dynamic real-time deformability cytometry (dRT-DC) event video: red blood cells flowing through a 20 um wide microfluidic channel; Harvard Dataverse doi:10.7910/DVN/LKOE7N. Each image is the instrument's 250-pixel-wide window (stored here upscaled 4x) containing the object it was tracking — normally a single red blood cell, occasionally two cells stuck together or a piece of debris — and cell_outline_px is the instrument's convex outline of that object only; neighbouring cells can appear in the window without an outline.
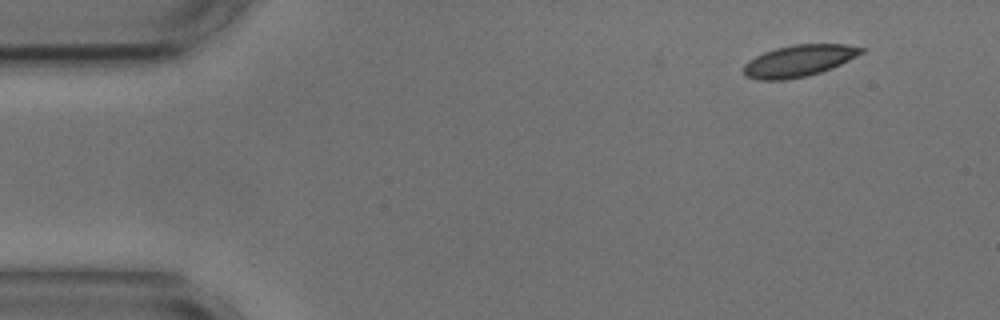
{"species": "common noctule bat (a hibernating species)", "species_latin": "Nyctalus noctula", "temperature_condition": "cold", "stored_images_in_passage": 9, "camera_frame_rate_fps": 3000, "um_per_image_px": 0.085, "animal": {"sex": "male", "body_mass_g": 17.9, "forearm_length_mm": 54.2}, "frame": {"image": 1, "passage_image": 1, "time_ms": 0.0, "image_size_px": [1000, 320], "cell_outline_px": [[868, 48], [864, 52], [832, 68], [808, 76], [784, 80], [756, 80], [744, 76], [744, 64], [748, 60], [764, 52], [776, 48], [792, 44], [844, 44]], "centroid_in_image_um": [67.89, 5.17], "position_along_channel_um": 17.1, "area_um2": 21.85}}